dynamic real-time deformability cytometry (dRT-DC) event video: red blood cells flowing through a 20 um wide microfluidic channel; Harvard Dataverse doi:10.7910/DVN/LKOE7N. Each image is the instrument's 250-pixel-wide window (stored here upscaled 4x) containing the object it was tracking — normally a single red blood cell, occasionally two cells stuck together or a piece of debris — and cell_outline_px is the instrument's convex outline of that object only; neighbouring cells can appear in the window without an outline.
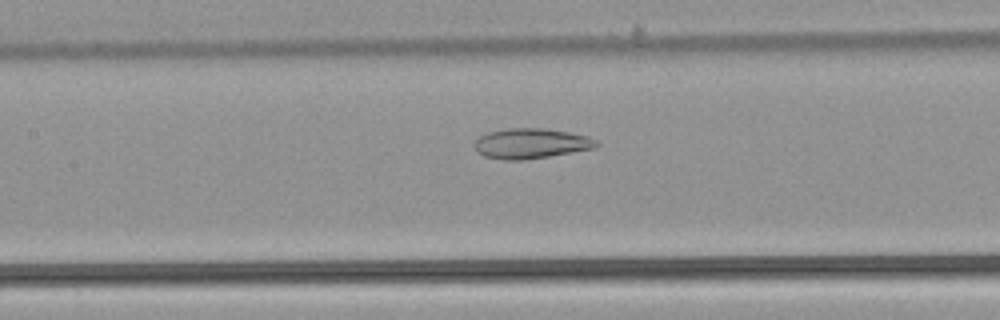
{"species": "common noctule bat (a hibernating species)", "species_latin": "Nyctalus noctula", "temperature_condition": "warm", "stored_images_in_passage": 44, "camera_frame_rate_fps": 3000, "um_per_image_px": 0.085, "animal": {"sex": "male", "body_mass_g": 21.5, "forearm_length_mm": 52.0}, "frame": {"image": 1, "passage_image": 16, "time_ms": 5.0, "image_size_px": [1000, 320], "cell_outline_px": [[600, 144], [592, 148], [548, 156], [524, 160], [504, 160], [484, 156], [476, 152], [472, 144], [480, 136], [488, 132], [508, 128], [544, 128], [568, 132], [588, 136], [596, 140]], "centroid_in_image_um": [45.07, 12.19], "position_along_channel_um": 162.3, "area_um2": 21.39}}
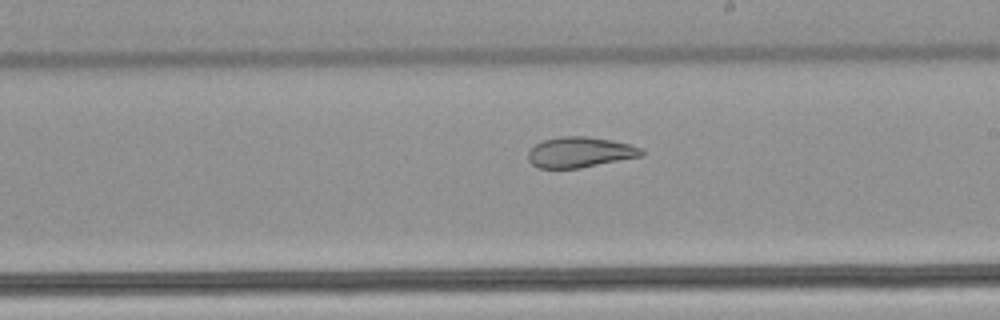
{"frame": {"image": 2, "passage_image": 22, "time_ms": 7.0, "image_size_px": [1000, 320], "cell_outline_px": [[644, 156], [580, 168], [540, 168], [532, 164], [528, 160], [528, 152], [536, 144], [544, 140], [560, 136], [588, 136], [612, 140], [644, 148]], "centroid_in_image_um": [49.34, 12.94], "position_along_channel_um": 239.7, "area_um2": 20.29}}
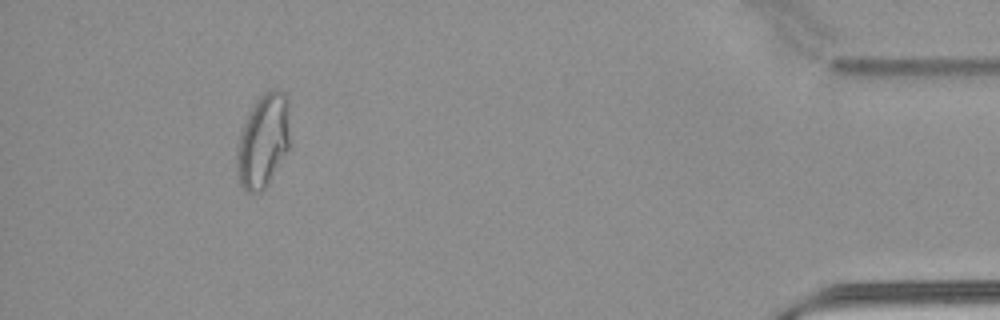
{"frame": {"image": 3, "passage_image": 40, "time_ms": 13.0, "image_size_px": [1000, 320], "cell_outline_px": [[288, 148], [268, 184], [260, 192], [248, 192], [240, 184], [236, 168], [236, 152], [240, 132], [256, 100], [264, 92], [272, 88], [276, 88], [284, 92], [288, 100]], "centroid_in_image_um": [22.35, 11.96], "position_along_channel_um": 412.9, "area_um2": 28.67}, "authors_computed_cell_mechanics": {"area_um2": 24.2182, "velocity_mm_per_s": 3.8863, "shape_relaxation_time_tau1_ms": null, "shape_relaxation_time_tau2_ms": 2.4945, "deformation_change_tau1": null, "deformation_change_tau2": 0.0976}}